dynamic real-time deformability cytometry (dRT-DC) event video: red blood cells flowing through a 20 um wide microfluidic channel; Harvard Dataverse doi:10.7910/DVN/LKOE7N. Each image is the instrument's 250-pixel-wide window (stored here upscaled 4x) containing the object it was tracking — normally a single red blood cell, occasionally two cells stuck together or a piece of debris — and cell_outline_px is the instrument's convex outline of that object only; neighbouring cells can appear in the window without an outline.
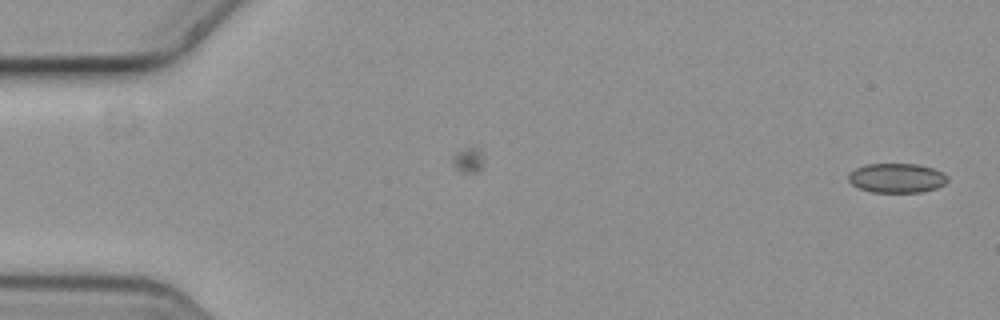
{"species": "common noctule bat (a hibernating species)", "species_latin": "Nyctalus noctula", "temperature_condition": "cold", "stored_images_in_passage": 3, "camera_frame_rate_fps": 3000, "um_per_image_px": 0.085, "animal": {"sex": "female", "body_mass_g": 19.3, "forearm_length_mm": 54.1}, "frame": {"image": 1, "passage_image": 3, "time_ms": 0.667, "image_size_px": [1000, 320], "cell_outline_px": [[948, 180], [944, 184], [936, 188], [920, 192], [872, 192], [860, 188], [852, 184], [848, 180], [848, 176], [856, 168], [864, 164], [916, 164], [932, 168], [944, 172], [948, 176]], "centroid_in_image_um": [76.24, 15.13], "position_along_channel_um": 8.8, "area_um2": 16.94}}